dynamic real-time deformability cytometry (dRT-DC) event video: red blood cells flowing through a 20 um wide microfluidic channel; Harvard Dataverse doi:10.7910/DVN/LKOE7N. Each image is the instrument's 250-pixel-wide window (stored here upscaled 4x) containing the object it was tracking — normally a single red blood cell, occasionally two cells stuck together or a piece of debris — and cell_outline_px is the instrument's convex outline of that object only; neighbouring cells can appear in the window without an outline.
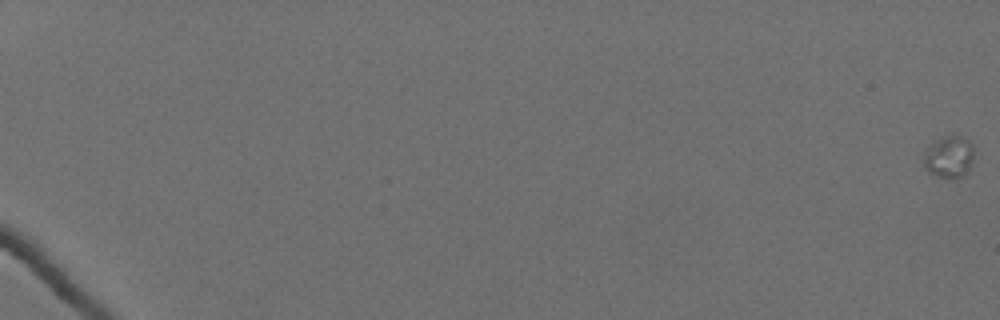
{"species": "Egyptian fruit bat (a non-hibernating species)", "species_latin": "Rousettus aegyptiacus", "temperature_condition": "cold", "stored_images_in_passage": 56, "camera_frame_rate_fps": 3000, "um_per_image_px": 0.085, "animal": {"sex": "female"}, "frame": {"image": 1, "passage_image": 1, "time_ms": 0.0, "image_size_px": [1000, 320], "cell_outline_px": [[976, 148], [968, 172], [956, 180], [940, 180], [932, 176], [924, 168], [924, 152], [928, 144], [944, 136], [964, 136]], "centroid_in_image_um": [80.66, 13.39], "position_along_channel_um": 4.3, "area_um2": 13.12}}
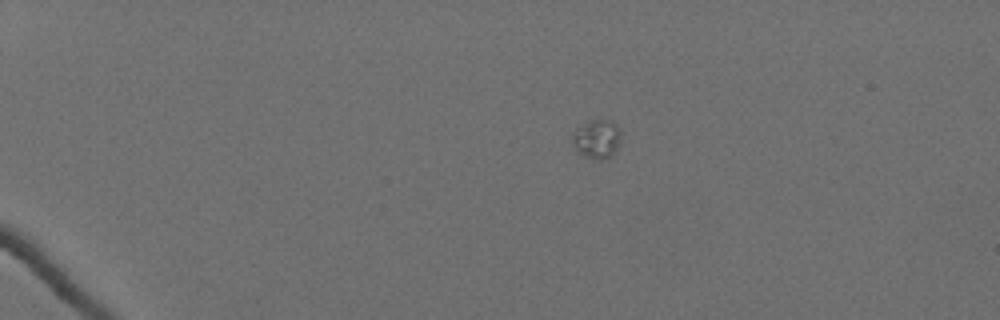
{"frame": {"image": 2, "passage_image": 17, "time_ms": 5.333, "image_size_px": [1000, 320], "cell_outline_px": [[620, 136], [616, 148], [612, 156], [600, 160], [596, 160], [584, 156], [572, 144], [572, 136], [588, 120], [612, 120], [616, 124], [620, 132]], "centroid_in_image_um": [50.75, 11.82], "position_along_channel_um": 34.3, "area_um2": 10.69}}